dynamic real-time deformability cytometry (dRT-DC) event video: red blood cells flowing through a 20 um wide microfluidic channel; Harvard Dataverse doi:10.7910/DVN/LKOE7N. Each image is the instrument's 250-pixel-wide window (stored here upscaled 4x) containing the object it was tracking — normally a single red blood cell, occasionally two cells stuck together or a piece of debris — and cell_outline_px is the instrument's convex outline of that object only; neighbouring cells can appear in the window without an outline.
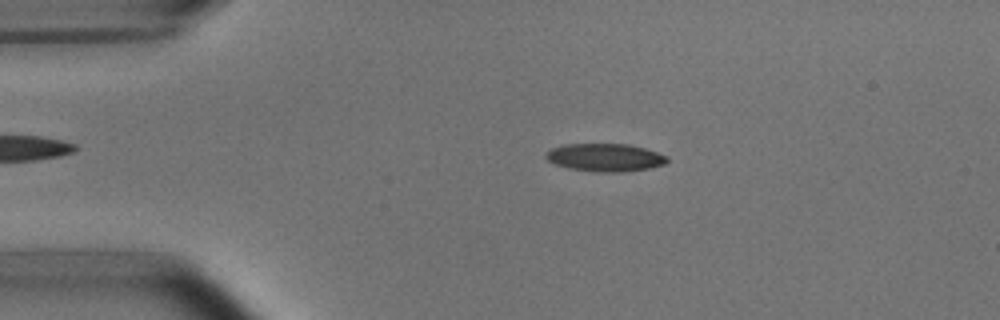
{"species": "common noctule bat (a hibernating species)", "species_latin": "Nyctalus noctula", "temperature_condition": "room temperature", "stored_images_in_passage": 3, "camera_frame_rate_fps": 3000, "um_per_image_px": 0.085, "animal": {"sex": "male", "body_mass_g": 15.6}, "frame": {"image": 1, "passage_image": 2, "time_ms": 1.0, "image_size_px": [1000, 320], "cell_outline_px": [[668, 160], [664, 164], [648, 168], [624, 172], [604, 172], [568, 168], [556, 164], [548, 160], [544, 156], [552, 148], [564, 144], [628, 144], [644, 148], [668, 156]], "centroid_in_image_um": [51.44, 13.38], "position_along_channel_um": 33.6, "area_um2": 19.48}}